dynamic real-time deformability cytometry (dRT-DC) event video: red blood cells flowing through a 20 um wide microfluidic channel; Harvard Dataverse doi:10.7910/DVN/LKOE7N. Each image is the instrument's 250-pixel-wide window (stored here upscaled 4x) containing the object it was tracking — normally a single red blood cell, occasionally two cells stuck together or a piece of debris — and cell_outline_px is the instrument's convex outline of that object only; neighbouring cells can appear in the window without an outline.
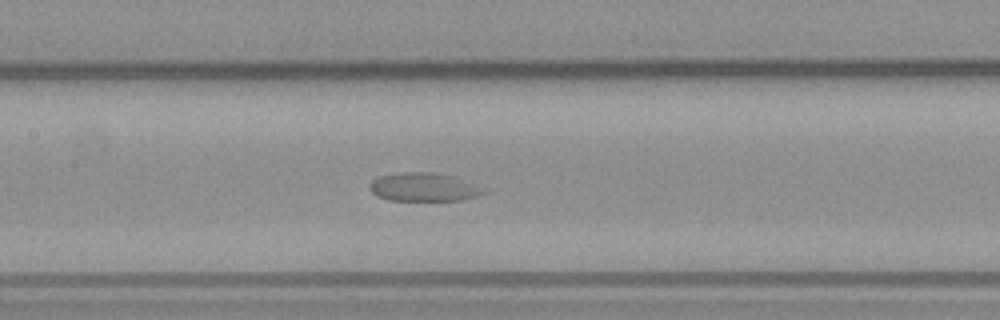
{"species": "common noctule bat (a hibernating species)", "species_latin": "Nyctalus noctula", "temperature_condition": "warm", "stored_images_in_passage": 51, "camera_frame_rate_fps": 3000, "um_per_image_px": 0.085, "animal": {"sex": "male", "body_mass_g": 23.1, "forearm_length_mm": 52.7}, "frame": {"image": 1, "passage_image": 24, "time_ms": 7.667, "image_size_px": [1000, 320], "cell_outline_px": [[484, 192], [476, 196], [460, 200], [388, 200], [376, 196], [368, 188], [372, 180], [380, 176], [396, 172], [436, 172], [456, 176]], "centroid_in_image_um": [35.89, 15.89], "position_along_channel_um": 171.5, "area_um2": 18.61}}
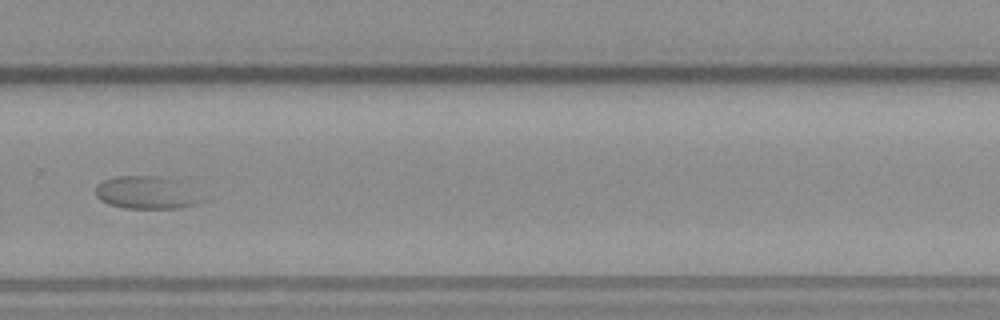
{"frame": {"image": 2, "passage_image": 35, "time_ms": 11.333, "image_size_px": [1000, 320], "cell_outline_px": [[204, 200], [180, 208], [124, 208], [108, 204], [100, 200], [96, 196], [96, 184], [104, 180], [116, 176], [156, 176], [172, 180]], "centroid_in_image_um": [12.28, 16.39], "position_along_channel_um": 317.5, "area_um2": 19.42}}
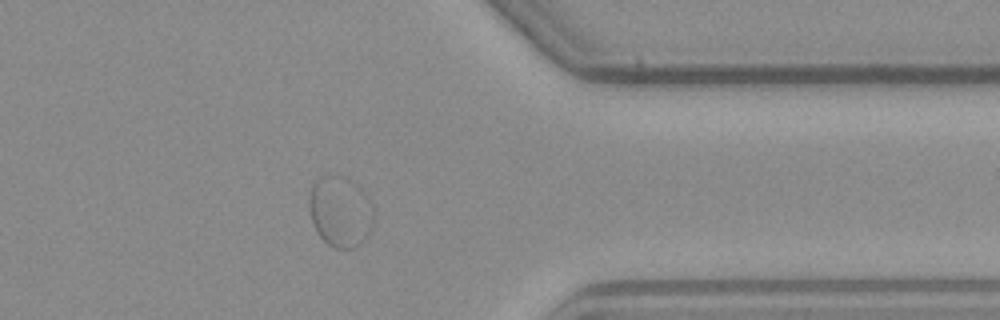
{"frame": {"image": 3, "passage_image": 41, "time_ms": 13.333, "image_size_px": [1000, 320], "cell_outline_px": [[376, 216], [372, 228], [368, 236], [360, 244], [352, 248], [332, 248], [316, 232], [308, 208], [308, 196], [312, 184], [316, 180], [324, 176], [348, 176], [372, 200], [376, 212]], "centroid_in_image_um": [28.97, 17.98], "position_along_channel_um": 382.4, "area_um2": 27.4}}